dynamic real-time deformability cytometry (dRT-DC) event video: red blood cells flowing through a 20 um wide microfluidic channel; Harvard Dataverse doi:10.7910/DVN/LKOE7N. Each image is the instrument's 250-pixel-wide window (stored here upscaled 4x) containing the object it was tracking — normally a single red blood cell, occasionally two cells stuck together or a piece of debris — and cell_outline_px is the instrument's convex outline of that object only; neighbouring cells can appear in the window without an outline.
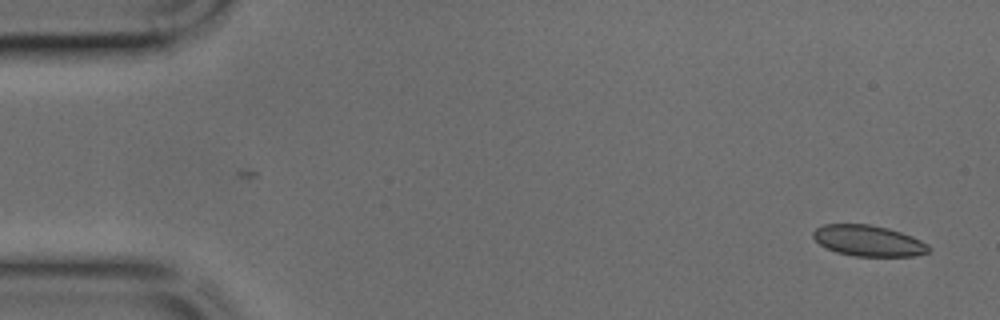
{"species": "common noctule bat (a hibernating species)", "species_latin": "Nyctalus noctula", "temperature_condition": "cold", "stored_images_in_passage": 43, "camera_frame_rate_fps": 3000, "um_per_image_px": 0.085, "animal": {"sex": "male", "body_mass_g": 17.9, "forearm_length_mm": 54.2}, "frame": {"image": 1, "passage_image": 1, "time_ms": 0.0, "image_size_px": [1000, 320], "cell_outline_px": [[932, 248], [928, 252], [916, 256], [856, 256], [836, 252], [820, 244], [812, 236], [812, 232], [816, 228], [824, 224], [868, 224], [888, 228], [912, 236], [928, 244]], "centroid_in_image_um": [73.83, 20.46], "position_along_channel_um": 11.2, "area_um2": 20.81}}
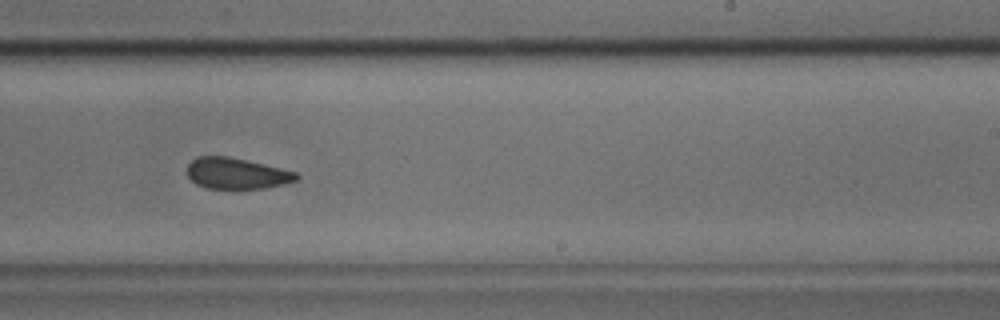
{"frame": {"image": 2, "passage_image": 26, "time_ms": 8.333, "image_size_px": [1000, 320], "cell_outline_px": [[300, 176], [296, 180], [284, 184], [264, 188], [204, 188], [196, 184], [188, 176], [188, 164], [196, 156], [228, 156], [264, 164], [296, 172]], "centroid_in_image_um": [20.1, 14.73], "position_along_channel_um": 268.9, "area_um2": 19.65}}
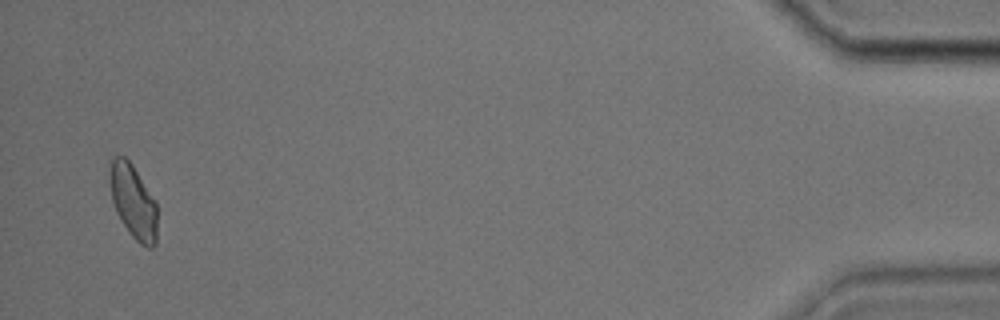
{"frame": {"image": 3, "passage_image": 42, "time_ms": 13.667, "image_size_px": [1000, 320], "cell_outline_px": [[156, 244], [152, 248], [148, 248], [140, 244], [132, 236], [116, 212], [112, 200], [108, 180], [108, 176], [112, 160], [116, 156], [124, 156], [132, 164], [156, 200]], "centroid_in_image_um": [11.32, 17.12], "position_along_channel_um": 423.9, "area_um2": 20.46}}